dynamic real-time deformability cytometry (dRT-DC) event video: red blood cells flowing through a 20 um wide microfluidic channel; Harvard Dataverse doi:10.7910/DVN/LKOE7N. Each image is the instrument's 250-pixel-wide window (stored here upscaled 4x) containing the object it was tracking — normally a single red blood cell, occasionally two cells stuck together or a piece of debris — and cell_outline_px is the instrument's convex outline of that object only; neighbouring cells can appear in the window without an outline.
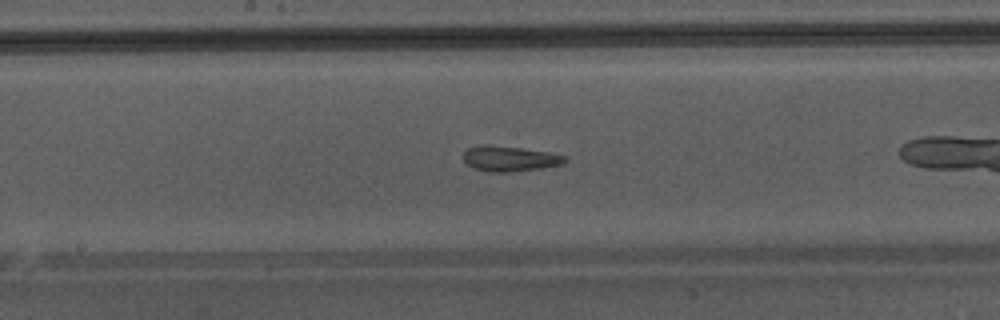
{"species": "Egyptian fruit bat (a non-hibernating species)", "species_latin": "Rousettus aegyptiacus", "temperature_condition": "warm", "stored_images_in_passage": 34, "segment_of_instrument_passage": [1, 2], "camera_frame_rate_fps": 3000, "um_per_image_px": 0.085, "animal": {"sex": "male"}, "frame": {"image": 1, "passage_image": 11, "time_ms": 3.333, "image_size_px": [1000, 320], "cell_outline_px": [[568, 160], [564, 164], [544, 168], [508, 172], [488, 172], [472, 168], [464, 164], [464, 152], [468, 148], [480, 144], [484, 144], [520, 148], [548, 152], [568, 156]], "centroid_in_image_um": [43.33, 13.49], "position_along_channel_um": 204.9, "area_um2": 15.26}}
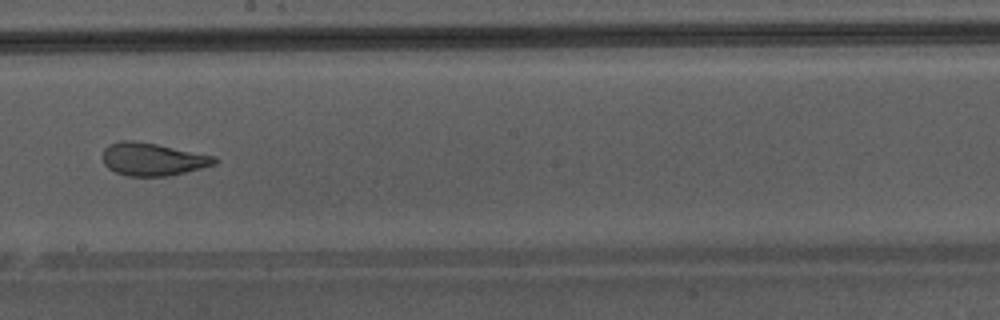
{"frame": {"image": 2, "passage_image": 14, "time_ms": 4.333, "image_size_px": [1000, 320], "cell_outline_px": [[220, 160], [216, 164], [168, 176], [128, 176], [116, 172], [108, 168], [104, 164], [100, 156], [104, 148], [108, 144], [120, 140], [132, 140], [156, 144], [216, 156]], "centroid_in_image_um": [12.94, 13.52], "position_along_channel_um": 235.3, "area_um2": 21.56}}
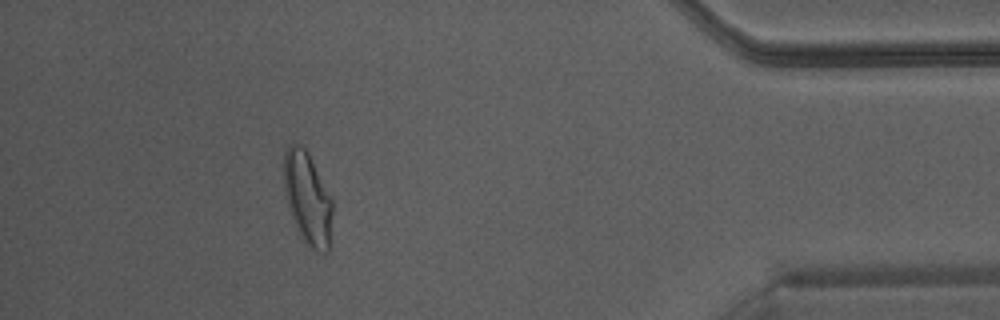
{"frame": {"image": 3, "passage_image": 29, "time_ms": 9.333, "image_size_px": [1000, 320], "cell_outline_px": [[332, 244], [328, 252], [316, 252], [300, 236], [292, 220], [284, 188], [284, 152], [292, 144], [300, 144], [308, 152], [332, 200]], "centroid_in_image_um": [26.17, 16.92], "position_along_channel_um": 409.0, "area_um2": 26.24}}